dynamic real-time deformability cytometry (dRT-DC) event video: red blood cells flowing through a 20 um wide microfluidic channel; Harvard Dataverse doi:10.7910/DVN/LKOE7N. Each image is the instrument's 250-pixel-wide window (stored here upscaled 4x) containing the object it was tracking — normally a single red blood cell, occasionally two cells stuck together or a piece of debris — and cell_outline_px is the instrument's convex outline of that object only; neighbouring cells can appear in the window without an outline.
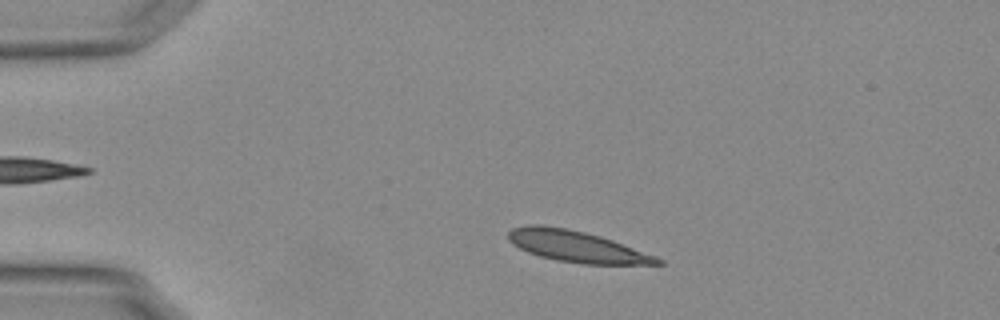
{"species": "Egyptian fruit bat (a non-hibernating species)", "species_latin": "Rousettus aegyptiacus", "temperature_condition": "warm", "stored_images_in_passage": 50, "camera_frame_rate_fps": 3000, "um_per_image_px": 0.085, "animal": {"sex": "female"}, "frame": {"image": 1, "passage_image": 7, "time_ms": 2.0, "image_size_px": [1000, 320], "cell_outline_px": [[664, 264], [584, 264], [556, 260], [540, 256], [528, 252], [512, 244], [508, 240], [508, 232], [512, 228], [528, 224], [540, 224], [568, 228], [600, 236], [612, 240], [656, 256], [664, 260]], "centroid_in_image_um": [48.98, 20.94], "position_along_channel_um": 36.0, "area_um2": 27.17}}
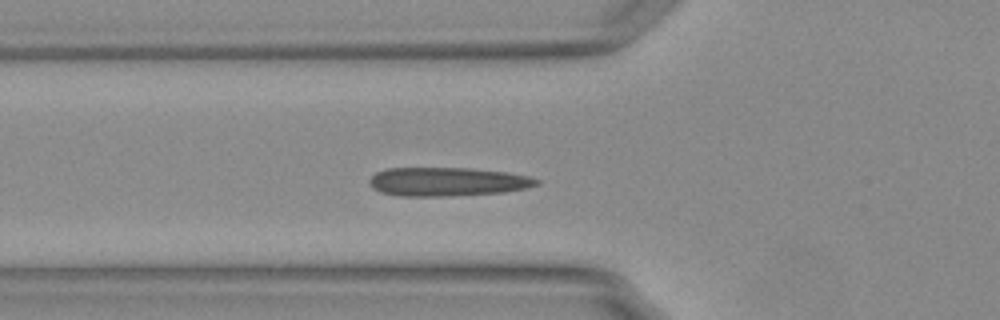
{"frame": {"image": 2, "passage_image": 15, "time_ms": 4.667, "image_size_px": [1000, 320], "cell_outline_px": [[540, 184], [524, 188], [504, 192], [448, 196], [400, 196], [380, 192], [372, 188], [368, 184], [368, 180], [376, 172], [388, 168], [472, 168], [504, 172], [528, 176], [540, 180]], "centroid_in_image_um": [37.98, 15.44], "position_along_channel_um": 87.8, "area_um2": 28.03}, "authors_computed_cell_mechanics": {"area_um2": 26.7036, "velocity_mm_per_s": 3.7381, "shape_relaxation_time_tau1_ms": 5.9809, "shape_relaxation_time_tau2_ms": 1.8836, "deformation_change_tau1": 0.1641, "deformation_change_tau2": 0.088}}